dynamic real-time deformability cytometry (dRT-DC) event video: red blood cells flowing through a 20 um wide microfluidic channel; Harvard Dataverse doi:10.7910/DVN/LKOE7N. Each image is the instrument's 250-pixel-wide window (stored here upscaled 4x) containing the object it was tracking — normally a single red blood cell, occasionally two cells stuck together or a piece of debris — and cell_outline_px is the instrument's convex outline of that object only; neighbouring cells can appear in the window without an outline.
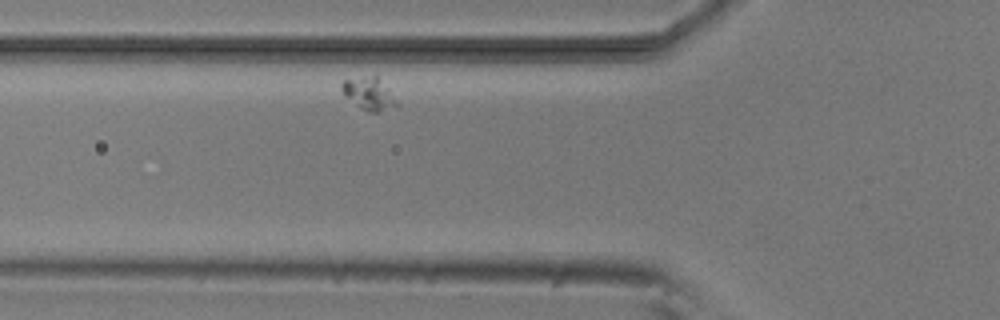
{"species": "common noctule bat (a hibernating species)", "species_latin": "Nyctalus noctula", "temperature_condition": "room temperature", "stored_images_in_passage": 31, "camera_frame_rate_fps": 3000, "um_per_image_px": 0.085, "animal": {"sex": "male", "body_mass_g": 20.5, "forearm_length_mm": 52.5}, "frame": {"image": 1, "passage_image": 5, "time_ms": 1.333, "image_size_px": [1000, 320], "cell_outline_px": [[400, 104], [380, 112], [368, 112], [360, 108], [340, 88], [340, 84], [344, 80], [376, 72]], "centroid_in_image_um": [31.4, 7.9], "position_along_channel_um": 94.4, "area_um2": 10.64}}
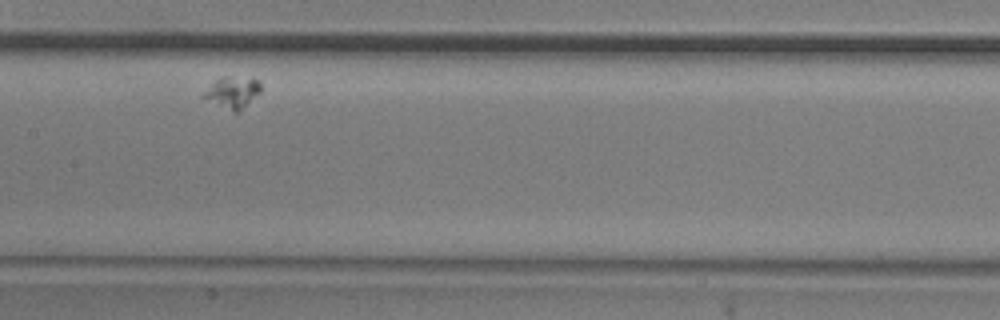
{"frame": {"image": 2, "passage_image": 14, "time_ms": 4.333, "image_size_px": [1000, 320], "cell_outline_px": [[260, 92], [236, 112], [232, 112], [200, 96], [220, 76], [228, 76], [260, 80]], "centroid_in_image_um": [19.74, 7.83], "position_along_channel_um": 187.7, "area_um2": 10.12}}
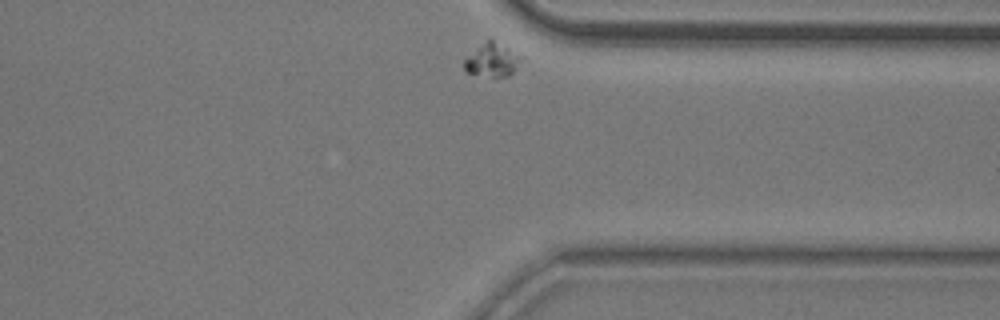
{"frame": {"image": 3, "passage_image": 31, "time_ms": 10.0, "image_size_px": [1000, 320], "cell_outline_px": [[524, 56], [516, 68], [508, 76], [492, 76], [468, 72], [464, 68], [464, 60], [488, 40], [492, 40]], "centroid_in_image_um": [41.89, 5.11], "position_along_channel_um": 369.5, "area_um2": 10.46}}